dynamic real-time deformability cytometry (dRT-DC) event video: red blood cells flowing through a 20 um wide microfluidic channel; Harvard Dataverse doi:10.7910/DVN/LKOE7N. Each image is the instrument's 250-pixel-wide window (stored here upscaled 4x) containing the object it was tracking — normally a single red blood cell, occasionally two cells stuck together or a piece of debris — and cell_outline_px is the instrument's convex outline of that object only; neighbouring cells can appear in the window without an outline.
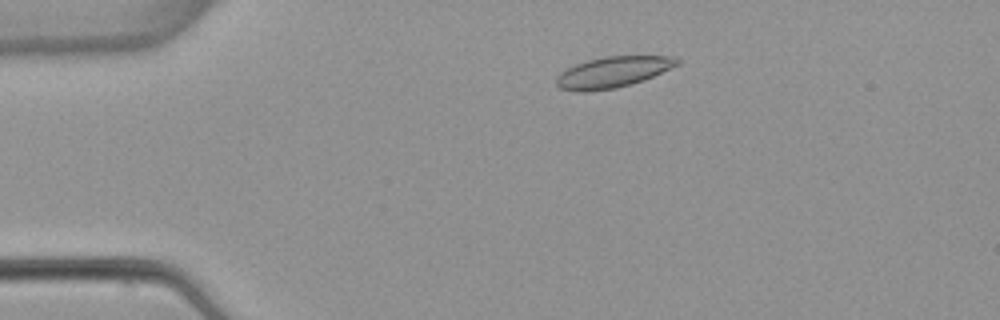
{"species": "common noctule bat (a hibernating species)", "species_latin": "Nyctalus noctula", "temperature_condition": "warm", "stored_images_in_passage": 3, "camera_frame_rate_fps": 3000, "um_per_image_px": 0.085, "animal": {"sex": "female", "body_mass_g": 22.7, "forearm_length_mm": 54.2}, "frame": {"image": 1, "passage_image": 1, "time_ms": 0.0, "image_size_px": [1000, 320], "cell_outline_px": [[680, 64], [644, 80], [616, 88], [588, 92], [576, 92], [560, 88], [556, 84], [556, 76], [560, 72], [576, 64], [588, 60], [604, 56], [676, 56], [680, 60]], "centroid_in_image_um": [52.09, 6.13], "position_along_channel_um": 32.9, "area_um2": 21.91}}
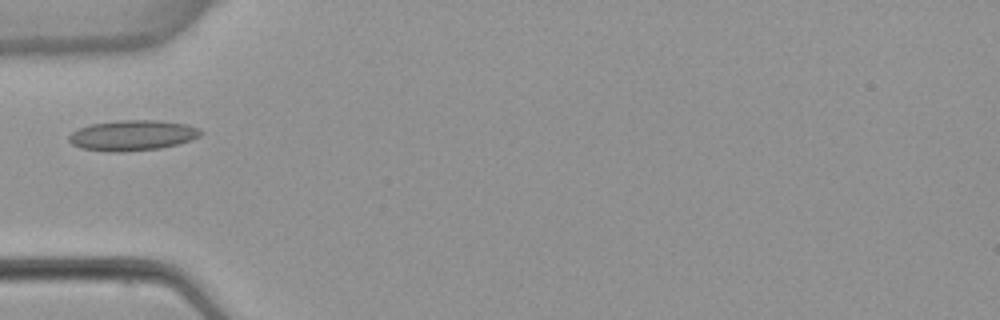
{"frame": {"image": 2, "passage_image": 3, "time_ms": 2.333, "image_size_px": [1000, 320], "cell_outline_px": [[204, 132], [200, 136], [192, 140], [160, 148], [120, 152], [108, 152], [80, 148], [72, 144], [68, 140], [68, 136], [72, 132], [80, 128], [92, 124], [116, 120], [156, 120], [184, 124], [200, 128]], "centroid_in_image_um": [11.26, 11.51], "position_along_channel_um": 73.7, "area_um2": 23.41}}